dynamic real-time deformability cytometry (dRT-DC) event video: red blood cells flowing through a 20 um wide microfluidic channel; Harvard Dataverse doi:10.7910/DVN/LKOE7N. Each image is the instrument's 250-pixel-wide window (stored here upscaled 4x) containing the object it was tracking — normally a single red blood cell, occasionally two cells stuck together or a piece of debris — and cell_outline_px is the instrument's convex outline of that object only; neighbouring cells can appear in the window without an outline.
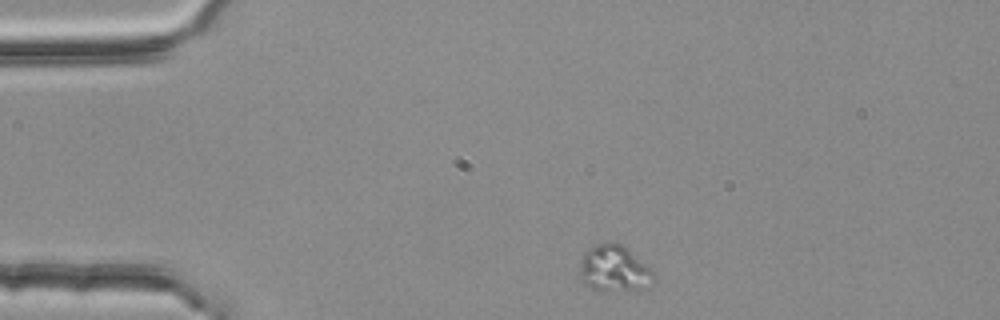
{"species": "common noctule bat (a hibernating species)", "species_latin": "Nyctalus noctula", "temperature_condition": "room temperature", "stored_images_in_passage": 2, "camera_frame_rate_fps": 3000, "um_per_image_px": 0.085, "animal": {"sex": "female", "body_mass_g": 25.1}, "frame": {"image": 1, "passage_image": 1, "time_ms": 0.0, "image_size_px": [1000, 320], "cell_outline_px": [[656, 272], [644, 288], [592, 288], [584, 284], [580, 276], [580, 260], [584, 252], [588, 248], [608, 240], [616, 240], [628, 248]], "centroid_in_image_um": [52.17, 22.72], "position_along_channel_um": 32.8, "area_um2": 19.59}}